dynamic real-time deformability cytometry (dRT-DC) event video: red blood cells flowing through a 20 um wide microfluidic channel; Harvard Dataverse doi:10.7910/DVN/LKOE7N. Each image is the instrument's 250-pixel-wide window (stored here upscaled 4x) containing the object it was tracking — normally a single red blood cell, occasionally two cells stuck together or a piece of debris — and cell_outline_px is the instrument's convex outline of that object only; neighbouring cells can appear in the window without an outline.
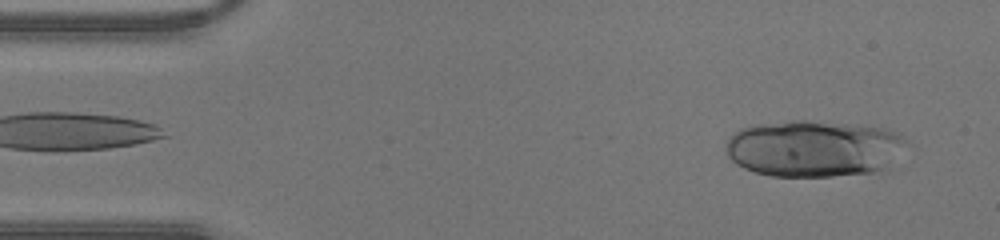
{"species": "human", "species_latin": "Homo sapiens", "temperature_condition": "warm", "stored_images_in_passage": 40, "camera_frame_rate_fps": 3000, "um_per_image_px": 0.085, "donor": {"sex": "male"}, "frame": {"image": 1, "passage_image": 2, "time_ms": 0.333, "image_size_px": [1000, 240], "cell_outline_px": [[900, 140], [880, 168], [876, 172], [832, 176], [772, 176], [756, 172], [744, 168], [736, 164], [728, 156], [724, 148], [724, 144], [740, 128], [756, 124], [792, 120], [808, 120], [848, 124], [880, 128], [900, 132]], "centroid_in_image_um": [68.93, 12.61], "position_along_channel_um": 16.1, "area_um2": 57.8}}
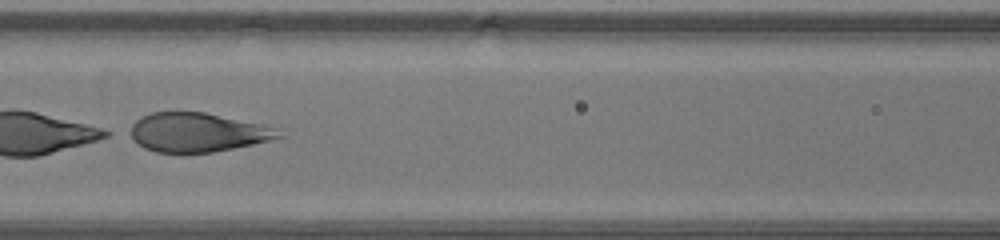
{"frame": {"image": 2, "passage_image": 17, "time_ms": 5.333, "image_size_px": [1000, 240], "cell_outline_px": [[284, 136], [252, 144], [212, 152], [156, 152], [144, 148], [124, 132], [140, 116], [152, 112], [204, 112], [276, 128]], "centroid_in_image_um": [16.67, 11.24], "position_along_channel_um": 149.9, "area_um2": 33.52}}
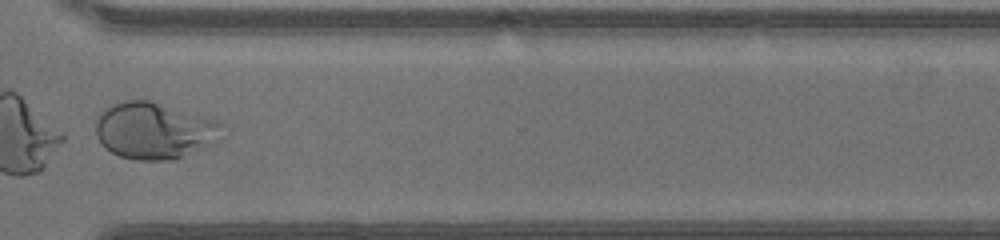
{"frame": {"image": 3, "passage_image": 30, "time_ms": 9.667, "image_size_px": [1000, 240], "cell_outline_px": [[224, 136], [216, 144], [176, 160], [136, 160], [120, 156], [104, 148], [100, 144], [96, 136], [96, 120], [100, 112], [108, 104], [124, 100], [148, 100], [216, 120], [224, 124]], "centroid_in_image_um": [13.14, 11.12], "position_along_channel_um": 357.5, "area_um2": 42.54}}